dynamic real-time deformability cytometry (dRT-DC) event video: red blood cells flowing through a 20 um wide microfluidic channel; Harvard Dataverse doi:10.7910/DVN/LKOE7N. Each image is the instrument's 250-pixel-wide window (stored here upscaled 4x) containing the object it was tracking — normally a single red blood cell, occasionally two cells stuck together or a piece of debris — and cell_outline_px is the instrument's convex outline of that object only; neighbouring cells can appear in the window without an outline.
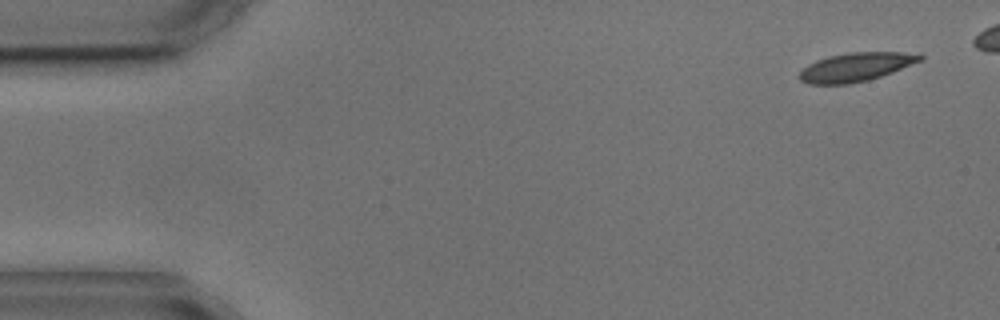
{"species": "common noctule bat (a hibernating species)", "species_latin": "Nyctalus noctula", "temperature_condition": "cold", "stored_images_in_passage": 5, "camera_frame_rate_fps": 3000, "um_per_image_px": 0.085, "animal": {"sex": "male", "body_mass_g": 17.9, "forearm_length_mm": 54.2}, "frame": {"image": 1, "passage_image": 1, "time_ms": 0.0, "image_size_px": [1000, 320], "cell_outline_px": [[924, 60], [892, 72], [868, 80], [848, 84], [808, 84], [800, 80], [796, 76], [808, 64], [816, 60], [828, 56], [848, 52], [920, 52], [924, 56]], "centroid_in_image_um": [72.78, 5.68], "position_along_channel_um": 12.2, "area_um2": 20.46}}